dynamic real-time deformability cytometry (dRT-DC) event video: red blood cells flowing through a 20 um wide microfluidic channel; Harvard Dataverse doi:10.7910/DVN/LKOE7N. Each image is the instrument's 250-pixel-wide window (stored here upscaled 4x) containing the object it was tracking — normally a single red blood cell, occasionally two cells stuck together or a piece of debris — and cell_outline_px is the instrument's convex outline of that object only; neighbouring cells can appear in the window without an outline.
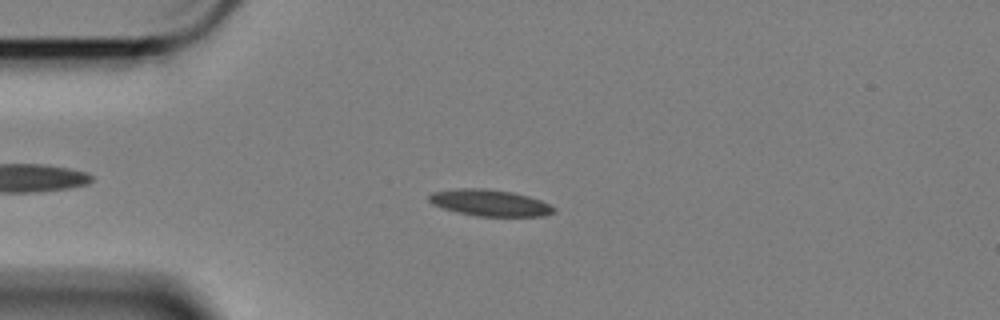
{"species": "Egyptian fruit bat (a non-hibernating species)", "species_latin": "Rousettus aegyptiacus", "temperature_condition": "cold", "stored_images_in_passage": 51, "camera_frame_rate_fps": 3000, "um_per_image_px": 0.085, "animal": {"sex": "female"}, "frame": {"image": 1, "passage_image": 11, "time_ms": 3.333, "image_size_px": [1000, 320], "cell_outline_px": [[556, 212], [544, 216], [476, 216], [456, 212], [432, 204], [428, 200], [428, 196], [432, 192], [456, 188], [480, 188], [512, 192], [528, 196], [540, 200], [556, 208]], "centroid_in_image_um": [41.62, 17.24], "position_along_channel_um": 43.4, "area_um2": 19.25}}
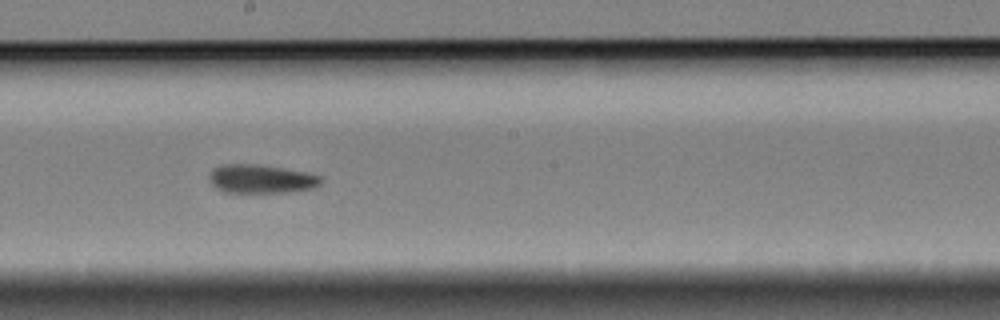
{"frame": {"image": 2, "passage_image": 29, "time_ms": 9.333, "image_size_px": [1000, 320], "cell_outline_px": [[324, 180], [316, 188], [288, 192], [224, 192], [216, 188], [208, 180], [208, 176], [212, 168], [224, 164], [256, 164], [308, 172], [320, 176]], "centroid_in_image_um": [22.2, 15.2], "position_along_channel_um": 226.0, "area_um2": 18.84}}
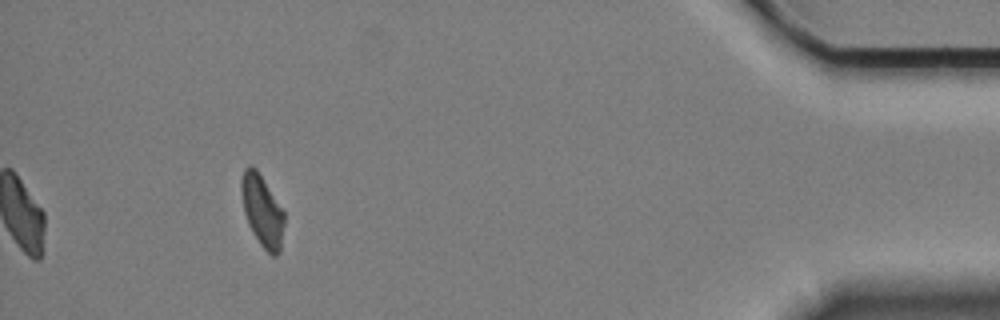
{"frame": {"image": 3, "passage_image": 51, "time_ms": 16.667, "image_size_px": [1000, 320], "cell_outline_px": [[284, 224], [280, 252], [276, 256], [272, 256], [260, 244], [252, 232], [248, 224], [244, 212], [240, 188], [240, 180], [244, 168], [248, 164], [252, 164], [256, 168], [284, 212]], "centroid_in_image_um": [22.26, 17.89], "position_along_channel_um": 412.9, "area_um2": 17.92}}